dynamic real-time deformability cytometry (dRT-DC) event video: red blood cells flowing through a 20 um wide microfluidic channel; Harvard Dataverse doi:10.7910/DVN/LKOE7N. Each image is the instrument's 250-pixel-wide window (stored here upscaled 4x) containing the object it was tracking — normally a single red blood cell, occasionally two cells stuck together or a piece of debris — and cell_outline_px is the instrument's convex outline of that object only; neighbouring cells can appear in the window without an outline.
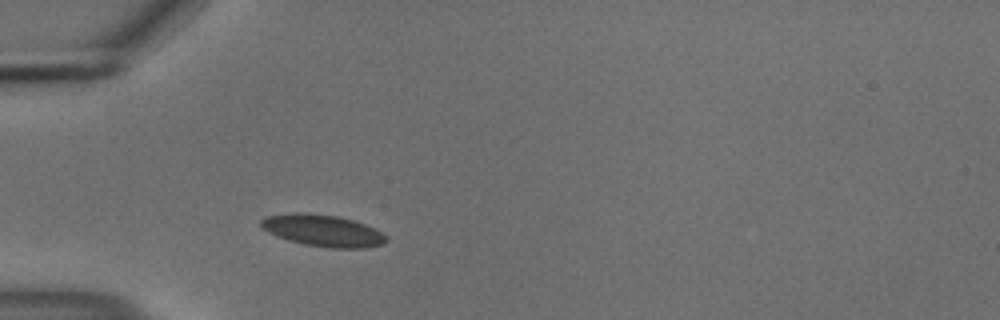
{"species": "common noctule bat (a hibernating species)", "species_latin": "Nyctalus noctula", "temperature_condition": "cold", "stored_images_in_passage": 39, "camera_frame_rate_fps": 3000, "um_per_image_px": 0.085, "animal": {"sex": "male", "body_mass_g": 18.8}, "frame": {"image": 1, "passage_image": 1, "time_ms": 0.0, "image_size_px": [1000, 320], "cell_outline_px": [[388, 240], [384, 244], [364, 248], [332, 248], [304, 244], [288, 240], [276, 236], [260, 228], [260, 220], [268, 216], [296, 212], [308, 212], [336, 216], [352, 220], [364, 224], [388, 236]], "centroid_in_image_um": [27.42, 19.6], "position_along_channel_um": 57.6, "area_um2": 23.18}}
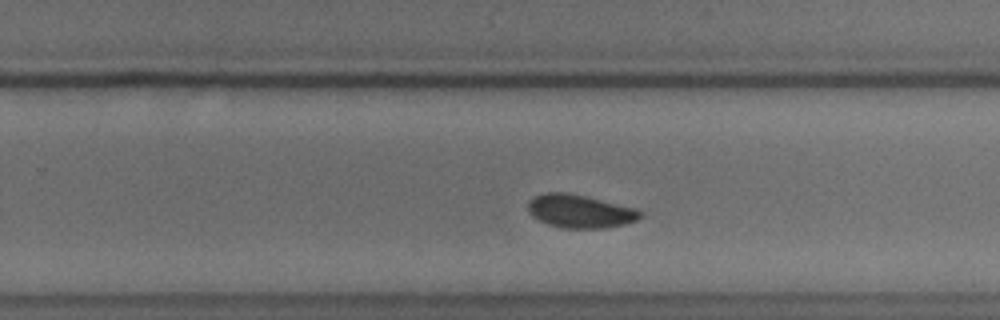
{"frame": {"image": 2, "passage_image": 20, "time_ms": 6.333, "image_size_px": [1000, 320], "cell_outline_px": [[640, 216], [636, 220], [624, 224], [604, 228], [564, 228], [548, 224], [532, 216], [528, 212], [528, 200], [544, 192], [568, 192], [636, 208], [640, 212]], "centroid_in_image_um": [49.25, 17.95], "position_along_channel_um": 280.5, "area_um2": 21.56}}
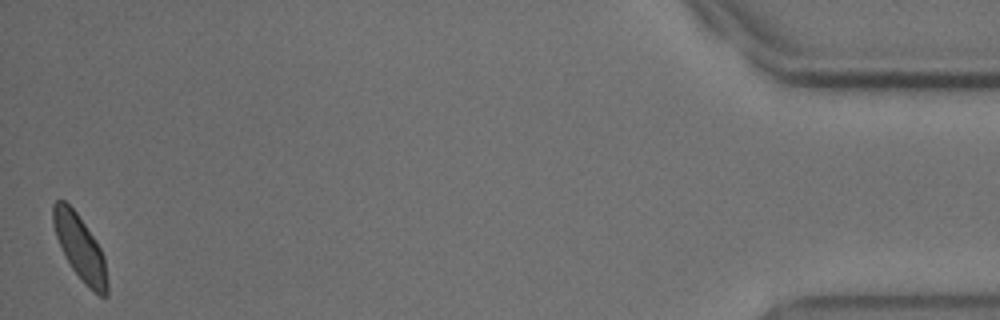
{"frame": {"image": 3, "passage_image": 39, "time_ms": 12.667, "image_size_px": [1000, 320], "cell_outline_px": [[108, 296], [100, 296], [84, 284], [72, 268], [56, 236], [52, 220], [52, 204], [56, 200], [64, 200], [76, 212], [96, 240], [104, 256], [108, 284]], "centroid_in_image_um": [6.81, 21.05], "position_along_channel_um": 428.4, "area_um2": 20.23}, "authors_computed_cell_mechanics": {"area_um2": 21.5594, "velocity_mm_per_s": 3.6437, "shape_relaxation_time_tau1_ms": 3.3384, "shape_relaxation_time_tau2_ms": 1.9372, "deformation_change_tau1": 0.0906, "deformation_change_tau2": 0.0435}}